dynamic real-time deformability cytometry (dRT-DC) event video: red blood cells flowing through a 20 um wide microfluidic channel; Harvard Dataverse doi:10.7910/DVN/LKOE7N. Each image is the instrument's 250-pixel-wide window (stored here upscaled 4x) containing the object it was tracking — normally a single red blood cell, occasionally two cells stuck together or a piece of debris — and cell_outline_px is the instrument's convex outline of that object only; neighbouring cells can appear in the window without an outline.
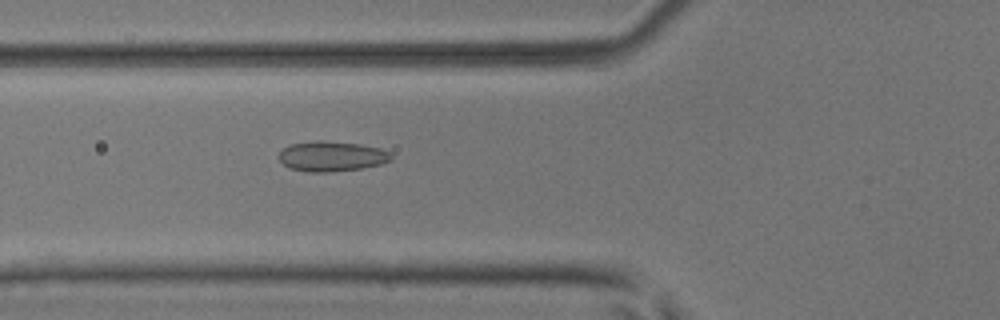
{"species": "common noctule bat (a hibernating species)", "species_latin": "Nyctalus noctula", "temperature_condition": "room temperature", "stored_images_in_passage": 53, "camera_frame_rate_fps": 3000, "um_per_image_px": 0.085, "animal": {"sex": "male", "body_mass_g": 17.9, "forearm_length_mm": 54.2}, "frame": {"image": 1, "passage_image": 20, "time_ms": 6.333, "image_size_px": [1000, 320], "cell_outline_px": [[392, 160], [380, 164], [360, 168], [332, 172], [308, 172], [288, 168], [280, 160], [280, 152], [284, 148], [292, 144], [316, 140], [320, 140], [360, 144], [380, 148], [388, 152], [392, 156]], "centroid_in_image_um": [28.19, 13.29], "position_along_channel_um": 97.6, "area_um2": 19.59}}
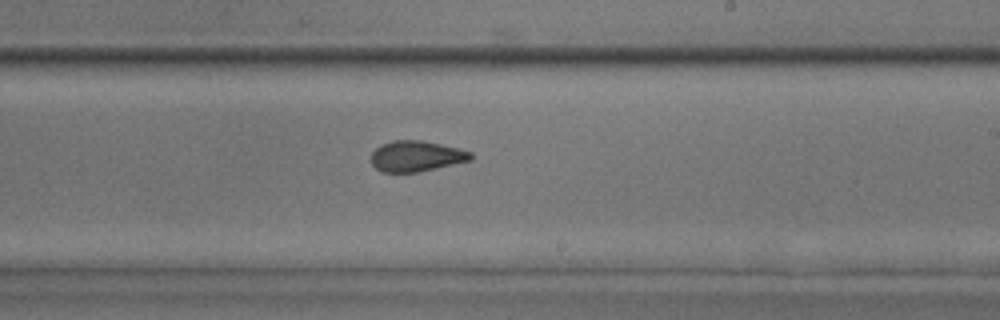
{"frame": {"image": 2, "passage_image": 32, "time_ms": 10.333, "image_size_px": [1000, 320], "cell_outline_px": [[472, 160], [420, 172], [384, 172], [376, 168], [372, 164], [372, 152], [376, 148], [392, 140], [420, 140], [440, 144], [472, 152]], "centroid_in_image_um": [35.4, 13.28], "position_along_channel_um": 253.6, "area_um2": 17.69}}
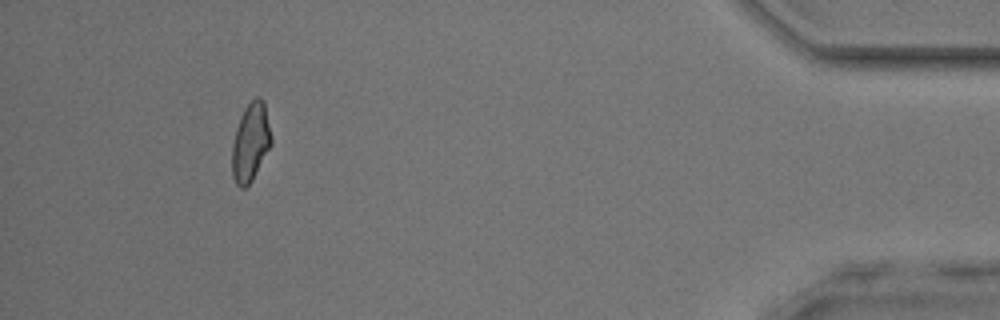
{"frame": {"image": 3, "passage_image": 49, "time_ms": 16.0, "image_size_px": [1000, 320], "cell_outline_px": [[272, 144], [252, 180], [244, 188], [240, 188], [236, 184], [232, 176], [232, 144], [236, 128], [240, 116], [244, 108], [256, 96], [260, 96], [264, 100], [272, 136]], "centroid_in_image_um": [21.3, 12.07], "position_along_channel_um": 413.9, "area_um2": 18.09}, "authors_computed_cell_mechanics": {"area_um2": 18.3226, "velocity_mm_per_s": 3.9097, "shape_relaxation_time_tau1_ms": null, "shape_relaxation_time_tau2_ms": 1.6836, "deformation_change_tau1": null, "deformation_change_tau2": 0.0754}}